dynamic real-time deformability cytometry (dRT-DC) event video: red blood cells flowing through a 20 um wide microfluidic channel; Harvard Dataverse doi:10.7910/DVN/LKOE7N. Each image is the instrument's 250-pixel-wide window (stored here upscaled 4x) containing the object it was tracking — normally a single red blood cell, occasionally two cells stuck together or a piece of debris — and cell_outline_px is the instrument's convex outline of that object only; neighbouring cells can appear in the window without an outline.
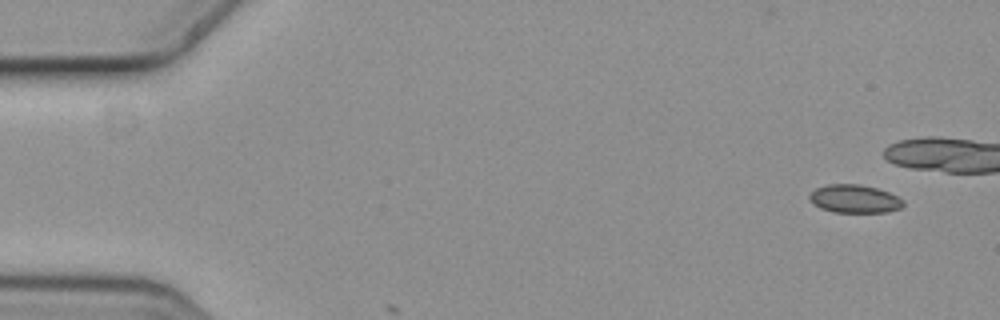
{"species": "common noctule bat (a hibernating species)", "species_latin": "Nyctalus noctula", "temperature_condition": "cold", "stored_images_in_passage": 6, "camera_frame_rate_fps": 3000, "um_per_image_px": 0.085, "animal": {"sex": "female", "body_mass_g": 19.3, "forearm_length_mm": 54.1}, "frame": {"image": 1, "passage_image": 1, "time_ms": 0.0, "image_size_px": [1000, 320], "cell_outline_px": [[904, 204], [900, 208], [888, 212], [832, 212], [820, 208], [808, 196], [816, 188], [828, 184], [860, 184], [876, 188], [888, 192], [904, 200]], "centroid_in_image_um": [72.65, 16.9], "position_along_channel_um": 12.3, "area_um2": 15.26}}
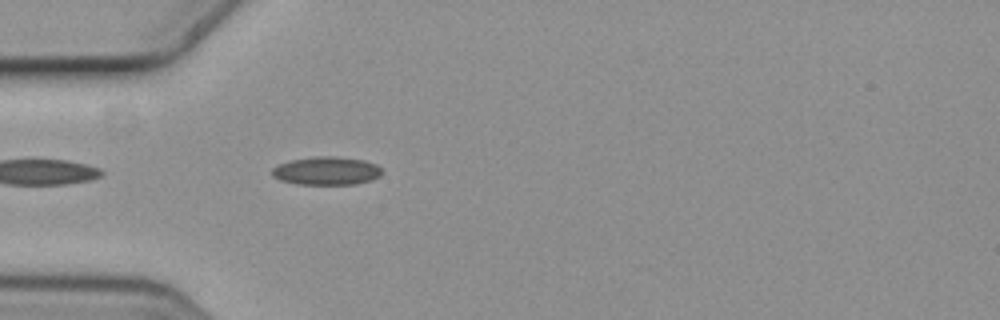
{"frame": {"image": 2, "passage_image": 6, "time_ms": 1.667, "image_size_px": [1000, 320], "cell_outline_px": [[384, 172], [380, 176], [356, 184], [296, 184], [280, 180], [272, 176], [272, 168], [288, 160], [312, 156], [332, 156], [364, 160], [376, 164]], "centroid_in_image_um": [27.73, 14.51], "position_along_channel_um": 57.3, "area_um2": 18.15}}